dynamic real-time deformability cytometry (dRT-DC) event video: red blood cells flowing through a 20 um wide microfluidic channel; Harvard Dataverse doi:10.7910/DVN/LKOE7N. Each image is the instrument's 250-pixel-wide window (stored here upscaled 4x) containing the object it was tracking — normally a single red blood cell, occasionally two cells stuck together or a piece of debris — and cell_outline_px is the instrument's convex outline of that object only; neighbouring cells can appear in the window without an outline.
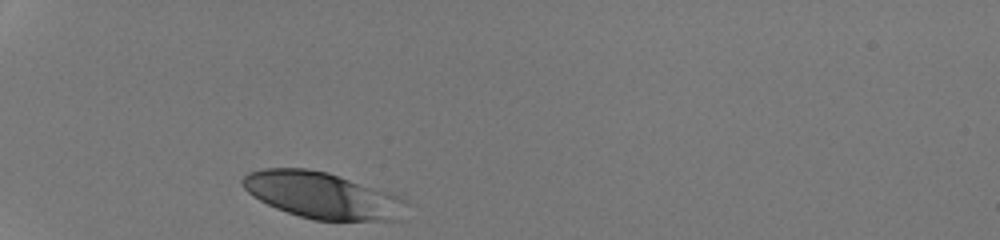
{"species": "human", "species_latin": "Homo sapiens", "temperature_condition": "room temperature", "stored_images_in_passage": 28, "camera_frame_rate_fps": 3000, "um_per_image_px": 0.085, "donor": {"sex": "male"}, "frame": {"image": 1, "passage_image": 1, "time_ms": 0.0, "image_size_px": [1000, 240], "cell_outline_px": [[404, 220], [312, 220], [276, 208], [252, 196], [240, 184], [240, 180], [248, 172], [264, 168], [308, 168], [328, 172], [400, 196], [404, 200]], "centroid_in_image_um": [27.36, 16.6], "position_along_channel_um": 57.6, "area_um2": 44.16}}
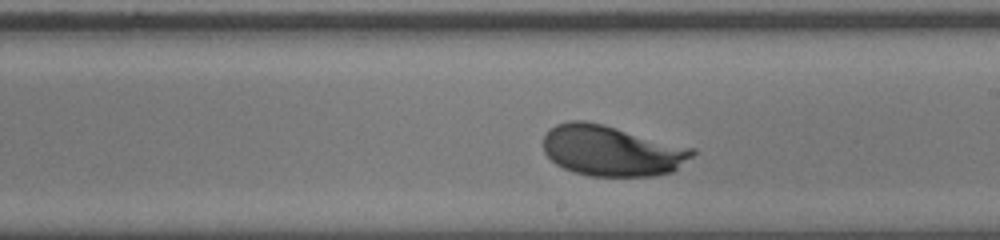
{"frame": {"image": 2, "passage_image": 16, "time_ms": 5.0, "image_size_px": [1000, 240], "cell_outline_px": [[696, 152], [692, 156], [672, 172], [652, 176], [588, 176], [572, 172], [556, 164], [544, 152], [544, 136], [548, 128], [556, 124], [568, 120], [584, 120], [604, 124], [696, 148]], "centroid_in_image_um": [51.98, 12.8], "position_along_channel_um": 237.0, "area_um2": 44.33}}
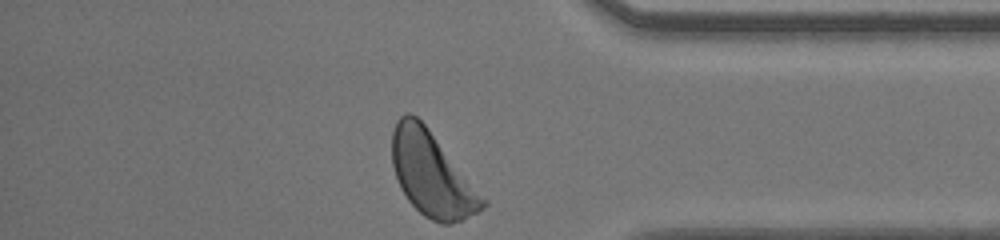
{"frame": {"image": 3, "passage_image": 28, "time_ms": 9.0, "image_size_px": [1000, 240], "cell_outline_px": [[488, 204], [484, 208], [452, 224], [440, 224], [424, 216], [408, 200], [400, 188], [392, 164], [392, 132], [396, 120], [400, 116], [408, 112], [416, 116], [424, 124], [488, 200]], "centroid_in_image_um": [36.7, 14.82], "position_along_channel_um": 398.5, "area_um2": 44.1}, "authors_computed_cell_mechanics": {"area_um2": 43.6101, "velocity_mm_per_s": 4.2306, "shape_relaxation_time_tau1_ms": 1.3507, "shape_relaxation_time_tau2_ms": null, "deformation_change_tau1": 0.1178, "deformation_change_tau2": null}}